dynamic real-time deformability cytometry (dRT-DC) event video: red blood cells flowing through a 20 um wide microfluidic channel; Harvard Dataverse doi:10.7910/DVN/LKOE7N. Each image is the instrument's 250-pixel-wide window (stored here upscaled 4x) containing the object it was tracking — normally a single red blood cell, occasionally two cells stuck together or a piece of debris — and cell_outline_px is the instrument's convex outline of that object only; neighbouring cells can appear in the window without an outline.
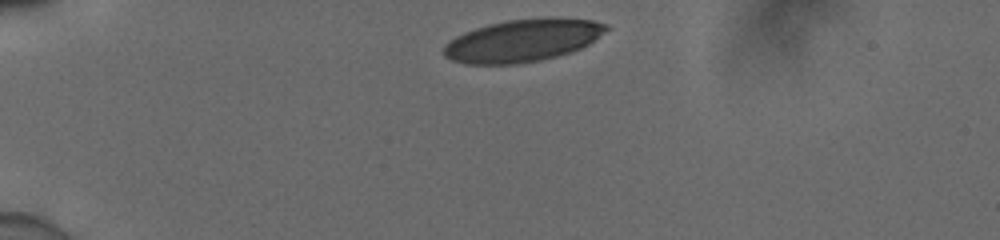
{"species": "human", "species_latin": "Homo sapiens", "temperature_condition": "cold", "stored_images_in_passage": 11, "camera_frame_rate_fps": 3000, "um_per_image_px": 0.085, "donor": {"sex": "male"}, "frame": {"image": 1, "passage_image": 1, "time_ms": 0.0, "image_size_px": [1000, 240], "cell_outline_px": [[608, 28], [604, 32], [588, 44], [580, 48], [556, 56], [540, 60], [516, 64], [464, 64], [452, 60], [444, 56], [444, 44], [456, 36], [464, 32], [488, 24], [508, 20], [548, 16], [560, 16], [592, 20], [608, 24]], "centroid_in_image_um": [44.43, 3.42], "position_along_channel_um": 40.6, "area_um2": 40.4}}
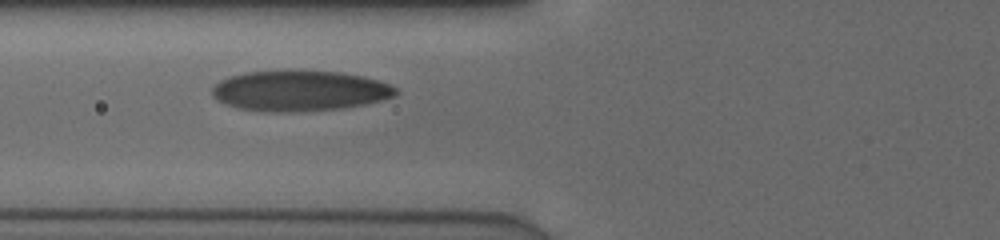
{"frame": {"image": 2, "passage_image": 7, "time_ms": 2.0, "image_size_px": [1000, 240], "cell_outline_px": [[400, 92], [396, 96], [364, 104], [340, 108], [240, 108], [228, 104], [212, 96], [212, 88], [220, 80], [228, 76], [244, 72], [300, 68], [340, 72], [364, 76], [388, 84], [396, 88]], "centroid_in_image_um": [25.52, 7.6], "position_along_channel_um": 100.3, "area_um2": 42.25}}
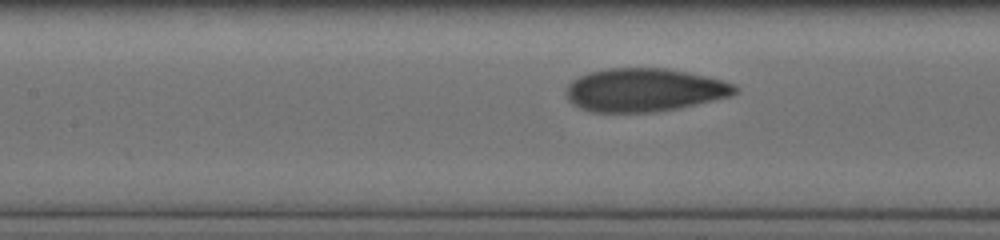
{"frame": {"image": 3, "passage_image": 10, "time_ms": 3.0, "image_size_px": [1000, 240], "cell_outline_px": [[736, 92], [732, 96], [696, 104], [656, 112], [592, 112], [580, 108], [568, 100], [564, 92], [568, 84], [572, 80], [588, 72], [608, 68], [668, 68], [708, 76], [724, 80], [736, 84]], "centroid_in_image_um": [54.76, 7.64], "position_along_channel_um": 152.6, "area_um2": 42.83}}